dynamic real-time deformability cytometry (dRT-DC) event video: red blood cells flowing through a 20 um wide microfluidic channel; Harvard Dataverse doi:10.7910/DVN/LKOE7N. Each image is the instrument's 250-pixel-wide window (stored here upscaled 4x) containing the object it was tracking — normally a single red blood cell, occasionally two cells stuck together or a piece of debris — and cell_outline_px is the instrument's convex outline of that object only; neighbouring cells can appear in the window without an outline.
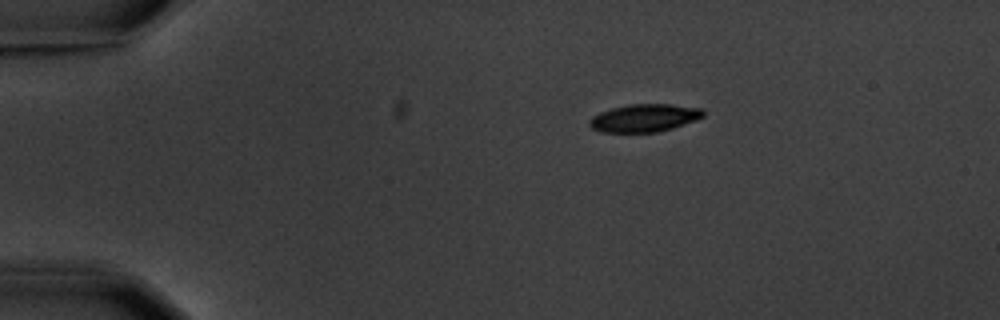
{"species": "common noctule bat (a hibernating species)", "species_latin": "Nyctalus noctula", "temperature_condition": "warm", "stored_images_in_passage": 3, "camera_frame_rate_fps": 3000, "um_per_image_px": 0.085, "animal": {"sex": "male", "body_mass_g": 20.1, "forearm_length_mm": 53.5}, "frame": {"image": 1, "passage_image": 1, "time_ms": 0.0, "image_size_px": [1000, 320], "cell_outline_px": [[704, 116], [696, 120], [672, 128], [656, 132], [600, 132], [592, 128], [588, 124], [588, 120], [592, 116], [600, 112], [612, 108], [628, 104], [672, 104], [704, 108]], "centroid_in_image_um": [54.77, 10.02], "position_along_channel_um": 30.2, "area_um2": 18.55}}